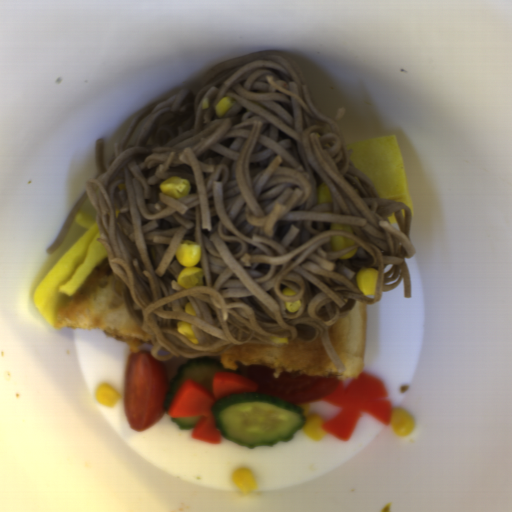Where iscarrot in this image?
Wrapping results in <instances>:
<instances>
[{
    "label": "carrot",
    "mask_w": 512,
    "mask_h": 512,
    "mask_svg": "<svg viewBox=\"0 0 512 512\" xmlns=\"http://www.w3.org/2000/svg\"><path fill=\"white\" fill-rule=\"evenodd\" d=\"M257 387L251 379L223 371L213 375L211 391L195 379H186L173 397L167 413L173 418L200 417L192 428V439L221 445L224 439L217 428L212 406L235 393H254Z\"/></svg>",
    "instance_id": "b8716197"
},
{
    "label": "carrot",
    "mask_w": 512,
    "mask_h": 512,
    "mask_svg": "<svg viewBox=\"0 0 512 512\" xmlns=\"http://www.w3.org/2000/svg\"><path fill=\"white\" fill-rule=\"evenodd\" d=\"M388 396L382 381L367 373H361L347 384L339 380L332 393L320 398L340 409L324 421L322 429L340 441L348 442L364 413L387 427L392 419Z\"/></svg>",
    "instance_id": "cead05ca"
}]
</instances>
